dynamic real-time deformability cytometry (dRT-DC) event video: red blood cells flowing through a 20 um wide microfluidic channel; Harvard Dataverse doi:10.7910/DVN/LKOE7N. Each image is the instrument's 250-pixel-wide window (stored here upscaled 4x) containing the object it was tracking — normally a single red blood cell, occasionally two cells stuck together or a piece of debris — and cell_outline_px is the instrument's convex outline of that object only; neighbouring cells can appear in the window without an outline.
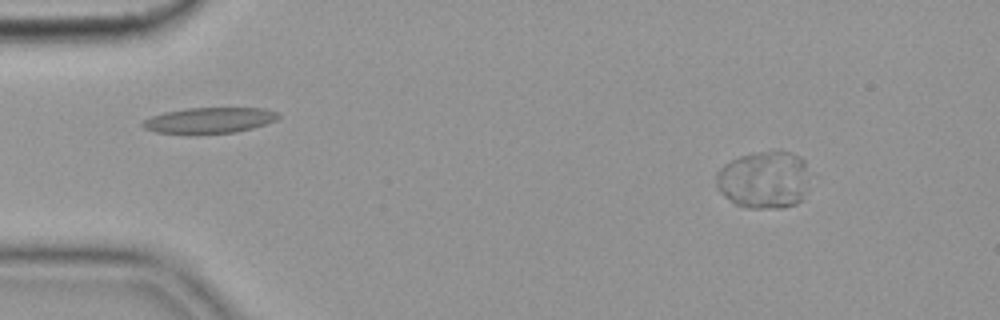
{"species": "common noctule bat (a hibernating species)", "species_latin": "Nyctalus noctula", "temperature_condition": "cold", "stored_images_in_passage": 53, "camera_frame_rate_fps": 3000, "um_per_image_px": 0.085, "animal": {"sex": "female", "body_mass_g": 19.9}, "frame": {"image": 1, "passage_image": 4, "time_ms": 1.0, "image_size_px": [1000, 320], "cell_outline_px": [[804, 168], [800, 200], [796, 204], [780, 208], [752, 208], [736, 204], [724, 196], [720, 192], [716, 184], [716, 172], [724, 164], [740, 156], [780, 148], [804, 160]], "centroid_in_image_um": [64.82, 15.26], "position_along_channel_um": 20.2, "area_um2": 30.4}}
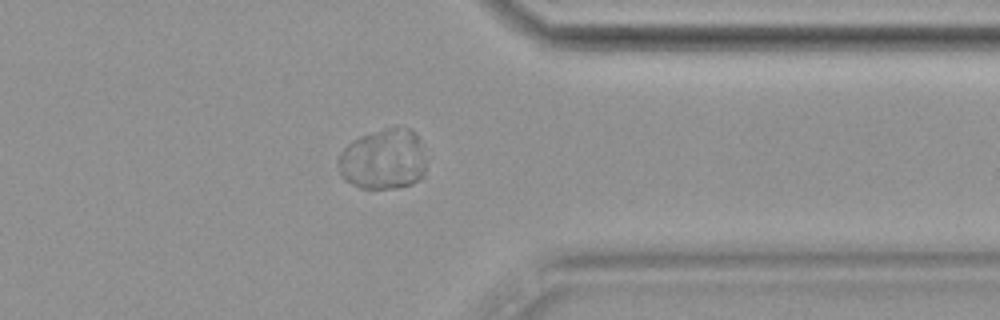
{"frame": {"image": 2, "passage_image": 42, "time_ms": 13.667, "image_size_px": [1000, 320], "cell_outline_px": [[424, 176], [412, 184], [396, 188], [360, 188], [344, 180], [340, 172], [336, 160], [340, 152], [352, 140], [360, 136], [396, 124], [408, 128], [416, 132], [424, 160]], "centroid_in_image_um": [32.55, 13.52], "position_along_channel_um": 378.9, "area_um2": 31.33}}
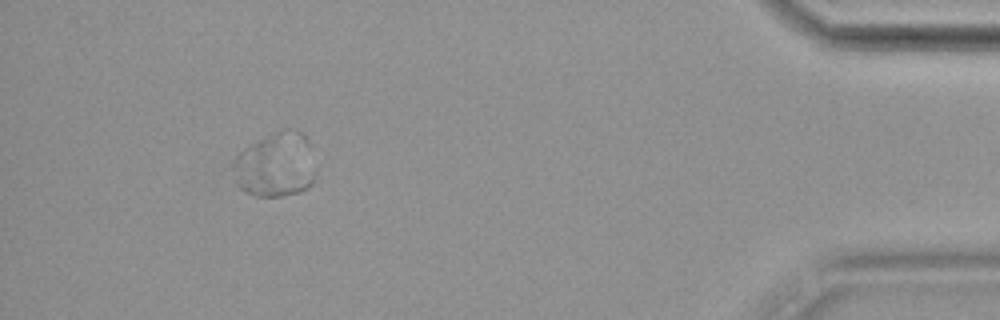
{"frame": {"image": 3, "passage_image": 49, "time_ms": 16.0, "image_size_px": [1000, 320], "cell_outline_px": [[316, 172], [312, 184], [296, 192], [280, 196], [256, 196], [240, 188], [236, 180], [232, 168], [232, 164], [236, 156], [244, 148], [284, 128], [288, 128], [304, 132], [308, 140], [316, 168]], "centroid_in_image_um": [23.45, 14.0], "position_along_channel_um": 411.7, "area_um2": 30.98}}